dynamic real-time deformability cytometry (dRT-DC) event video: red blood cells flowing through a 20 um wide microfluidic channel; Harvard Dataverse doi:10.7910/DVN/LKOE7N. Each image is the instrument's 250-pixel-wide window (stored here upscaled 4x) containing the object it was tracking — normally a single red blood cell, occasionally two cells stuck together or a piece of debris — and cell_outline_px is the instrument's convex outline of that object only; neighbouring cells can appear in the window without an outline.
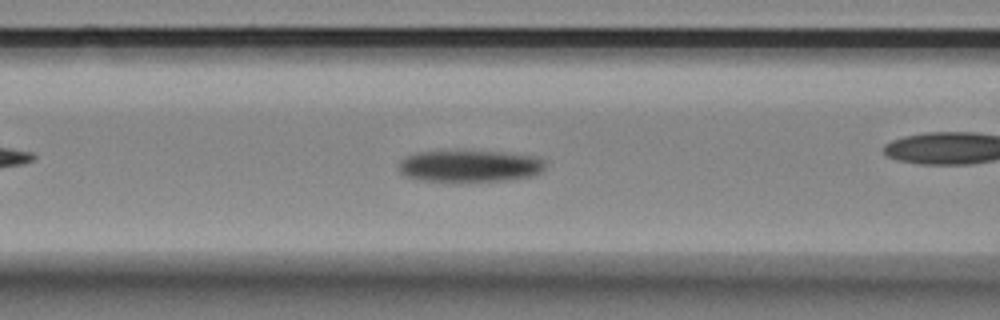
{"species": "Egyptian fruit bat (a non-hibernating species)", "species_latin": "Rousettus aegyptiacus", "temperature_condition": "room temperature", "stored_images_in_passage": 57, "camera_frame_rate_fps": 3000, "um_per_image_px": 0.085, "animal": {"sex": "female"}, "frame": {"image": 1, "passage_image": 21, "time_ms": 6.667, "image_size_px": [1000, 320], "cell_outline_px": [[544, 168], [540, 172], [532, 176], [504, 180], [460, 184], [416, 180], [404, 176], [396, 168], [400, 160], [404, 156], [416, 152], [504, 152], [536, 156], [544, 160]], "centroid_in_image_um": [39.84, 14.16], "position_along_channel_um": 126.8, "area_um2": 28.03}}
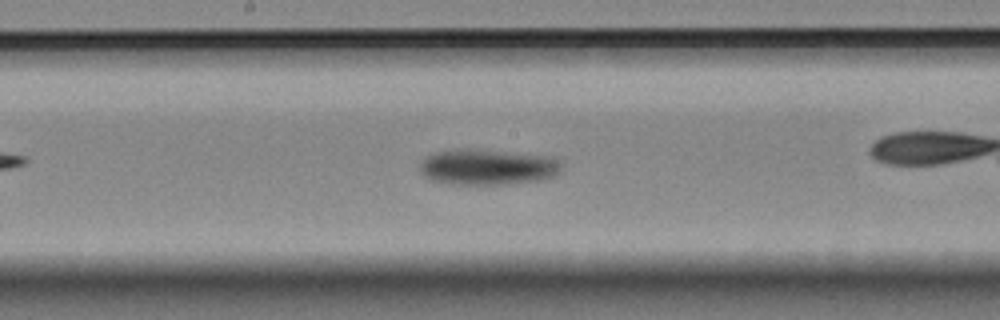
{"frame": {"image": 2, "passage_image": 28, "time_ms": 9.0, "image_size_px": [1000, 320], "cell_outline_px": [[560, 168], [556, 176], [540, 180], [508, 184], [452, 184], [428, 180], [420, 172], [420, 160], [436, 152], [468, 148], [556, 156], [560, 160]], "centroid_in_image_um": [41.46, 14.19], "position_along_channel_um": 206.7, "area_um2": 29.88}}
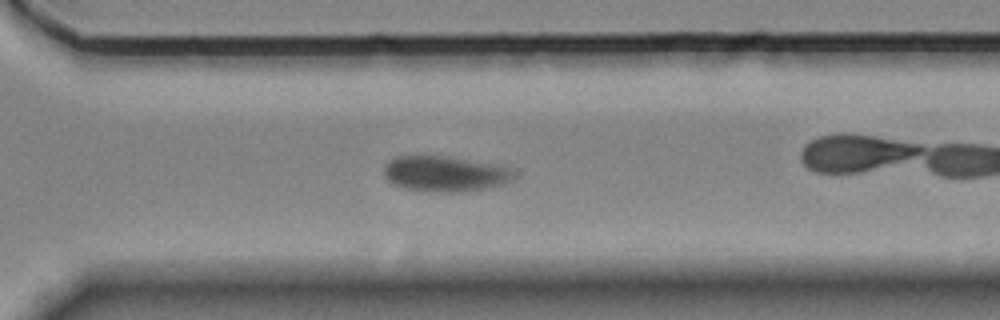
{"frame": {"image": 3, "passage_image": 39, "time_ms": 12.667, "image_size_px": [1000, 320], "cell_outline_px": [[516, 176], [512, 180], [504, 184], [464, 192], [432, 192], [404, 188], [392, 184], [384, 176], [384, 168], [388, 160], [396, 156], [444, 156], [496, 164], [508, 168], [516, 172]], "centroid_in_image_um": [37.82, 14.78], "position_along_channel_um": 332.8, "area_um2": 27.05}, "authors_computed_cell_mechanics": {"area_um2": 27.8018, "velocity_mm_per_s": 3.4429, "shape_relaxation_time_tau1_ms": 8.8184, "shape_relaxation_time_tau2_ms": 9.8535, "deformation_change_tau1": 0.1624, "deformation_change_tau2": 0.0768}}